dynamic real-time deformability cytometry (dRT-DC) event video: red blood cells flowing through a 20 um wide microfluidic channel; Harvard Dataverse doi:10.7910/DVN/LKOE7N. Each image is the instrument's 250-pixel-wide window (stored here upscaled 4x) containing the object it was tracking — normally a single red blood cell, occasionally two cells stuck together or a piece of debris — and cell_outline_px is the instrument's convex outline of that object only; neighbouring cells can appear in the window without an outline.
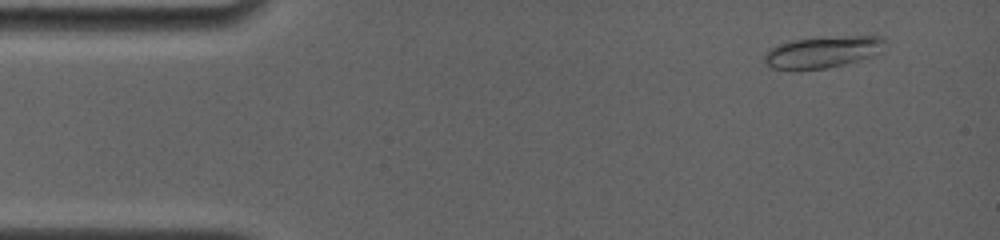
{"species": "common noctule bat (a hibernating species)", "species_latin": "Nyctalus noctula", "temperature_condition": "room temperature", "stored_images_in_passage": 4, "camera_frame_rate_fps": 4000, "um_per_image_px": 0.085, "animal": {"sex": "female", "body_mass_g": 19.0, "forearm_length_mm": 56.7}, "frame": {"image": 1, "passage_image": 1, "time_ms": 0.0, "image_size_px": [1000, 240], "cell_outline_px": [[884, 52], [856, 60], [824, 68], [772, 68], [764, 64], [764, 56], [768, 48], [792, 40], [848, 36], [884, 36]], "centroid_in_image_um": [69.93, 4.4], "position_along_channel_um": 15.1, "area_um2": 21.62}}